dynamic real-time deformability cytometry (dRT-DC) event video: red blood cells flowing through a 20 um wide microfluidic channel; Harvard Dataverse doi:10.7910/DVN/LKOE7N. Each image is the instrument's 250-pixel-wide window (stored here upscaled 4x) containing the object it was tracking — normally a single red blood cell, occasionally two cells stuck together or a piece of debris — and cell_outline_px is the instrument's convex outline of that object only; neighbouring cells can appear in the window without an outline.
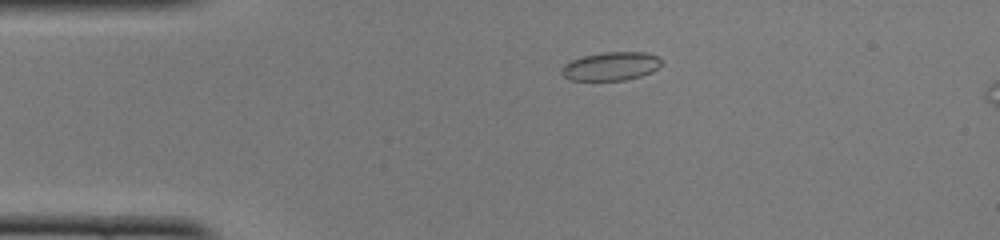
{"species": "common noctule bat (a hibernating species)", "species_latin": "Nyctalus noctula", "temperature_condition": "cold", "stored_images_in_passage": 43, "camera_frame_rate_fps": 3000, "um_per_image_px": 0.085, "animal": {"sex": "female", "body_mass_g": 22.0, "forearm_length_mm": 56.7}, "frame": {"image": 1, "passage_image": 4, "time_ms": 1.0, "image_size_px": [1000, 240], "cell_outline_px": [[660, 64], [652, 72], [640, 76], [624, 80], [568, 80], [560, 72], [560, 68], [564, 64], [572, 60], [584, 56], [600, 52], [644, 52], [656, 56], [660, 60]], "centroid_in_image_um": [51.87, 5.63], "position_along_channel_um": 33.1, "area_um2": 16.47}}
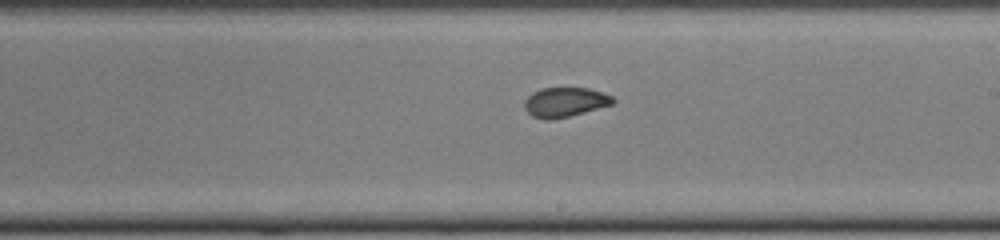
{"frame": {"image": 2, "passage_image": 22, "time_ms": 7.0, "image_size_px": [1000, 240], "cell_outline_px": [[616, 100], [612, 104], [584, 112], [568, 116], [548, 120], [544, 120], [532, 116], [524, 108], [524, 100], [532, 92], [540, 88], [588, 88], [612, 96]], "centroid_in_image_um": [47.98, 8.68], "position_along_channel_um": 241.0, "area_um2": 15.14}}
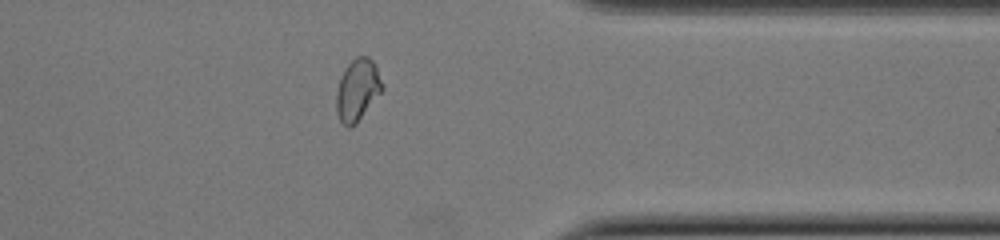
{"frame": {"image": 3, "passage_image": 33, "time_ms": 10.667, "image_size_px": [1000, 240], "cell_outline_px": [[384, 88], [356, 124], [348, 128], [340, 120], [336, 112], [336, 92], [340, 76], [348, 64], [356, 56], [368, 56], [376, 64]], "centroid_in_image_um": [30.38, 7.63], "position_along_channel_um": 381.0, "area_um2": 16.59}, "authors_computed_cell_mechanics": {"area_um2": 16.0106, "velocity_mm_per_s": 4.0986, "shape_relaxation_time_tau1_ms": 8.2185, "shape_relaxation_time_tau2_ms": 1.0498, "deformation_change_tau1": 0.1642, "deformation_change_tau2": 0.0545}}